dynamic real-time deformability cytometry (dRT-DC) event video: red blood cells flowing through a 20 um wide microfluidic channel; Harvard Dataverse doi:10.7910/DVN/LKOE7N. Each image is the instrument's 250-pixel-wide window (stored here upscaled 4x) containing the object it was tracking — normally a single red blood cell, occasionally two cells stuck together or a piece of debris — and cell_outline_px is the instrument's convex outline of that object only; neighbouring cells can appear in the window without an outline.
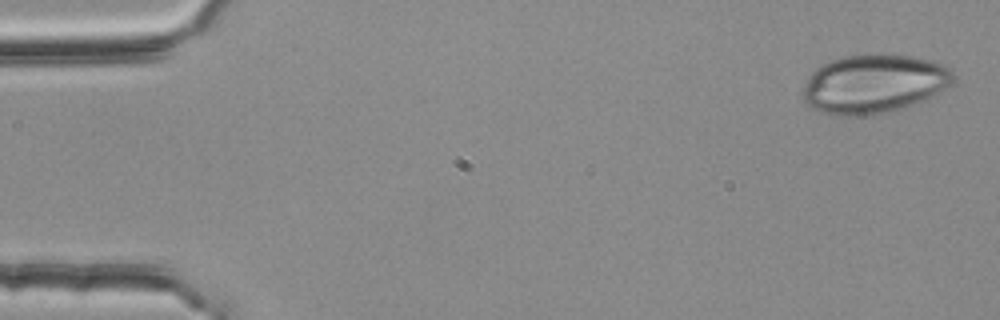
{"species": "common noctule bat (a hibernating species)", "species_latin": "Nyctalus noctula", "temperature_condition": "room temperature", "stored_images_in_passage": 16, "segment_of_instrument_passage": [2, 2], "camera_frame_rate_fps": 3000, "um_per_image_px": 0.085, "animal": {"sex": "female", "body_mass_g": 25.1}, "frame": {"image": 1, "passage_image": 16, "time_ms": 5.0, "image_size_px": [1000, 320], "cell_outline_px": [[952, 80], [948, 88], [936, 96], [892, 112], [856, 116], [836, 116], [820, 112], [812, 108], [804, 100], [804, 84], [808, 76], [820, 64], [844, 56], [912, 56], [932, 60], [948, 68], [952, 72]], "centroid_in_image_um": [74.28, 7.17], "position_along_channel_um": 10.7, "area_um2": 51.33}}